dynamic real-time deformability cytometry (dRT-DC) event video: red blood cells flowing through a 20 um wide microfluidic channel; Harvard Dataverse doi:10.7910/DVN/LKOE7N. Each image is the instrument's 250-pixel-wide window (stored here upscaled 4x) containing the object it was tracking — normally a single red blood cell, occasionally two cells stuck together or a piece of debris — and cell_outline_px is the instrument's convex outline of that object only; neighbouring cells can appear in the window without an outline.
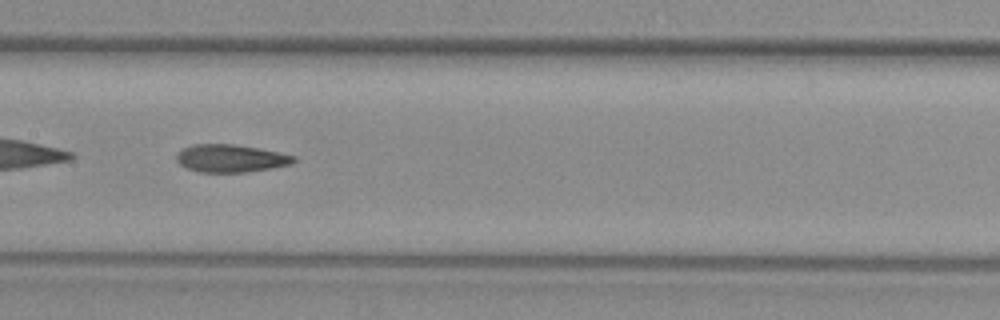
{"species": "common noctule bat (a hibernating species)", "species_latin": "Nyctalus noctula", "temperature_condition": "warm", "stored_images_in_passage": 32, "camera_frame_rate_fps": 3000, "um_per_image_px": 0.085, "animal": {"sex": "female", "body_mass_g": 29.2, "forearm_length_mm": 56.3}, "frame": {"image": 1, "passage_image": 10, "time_ms": 3.0, "image_size_px": [1000, 320], "cell_outline_px": [[296, 160], [292, 164], [272, 168], [244, 172], [200, 172], [188, 168], [180, 164], [176, 160], [176, 156], [184, 148], [192, 144], [232, 144], [260, 148], [296, 156]], "centroid_in_image_um": [19.64, 13.45], "position_along_channel_um": 187.8, "area_um2": 18.84}}
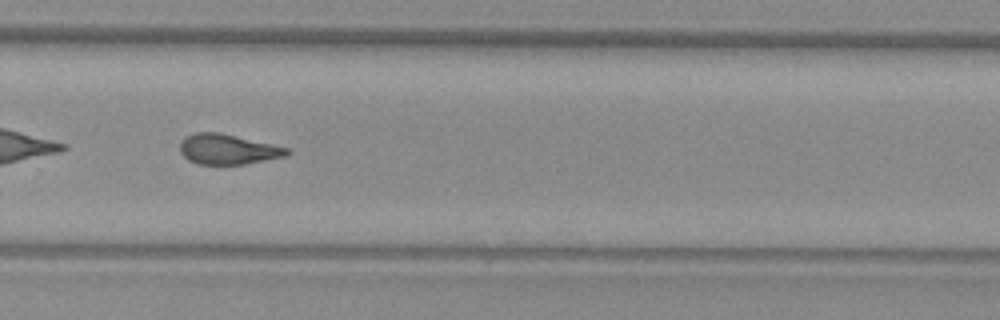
{"frame": {"image": 2, "passage_image": 19, "time_ms": 6.0, "image_size_px": [1000, 320], "cell_outline_px": [[292, 152], [284, 156], [244, 164], [196, 164], [188, 160], [180, 152], [180, 144], [184, 136], [196, 132], [220, 132], [272, 144], [288, 148]], "centroid_in_image_um": [19.33, 12.68], "position_along_channel_um": 310.5, "area_um2": 18.79}}